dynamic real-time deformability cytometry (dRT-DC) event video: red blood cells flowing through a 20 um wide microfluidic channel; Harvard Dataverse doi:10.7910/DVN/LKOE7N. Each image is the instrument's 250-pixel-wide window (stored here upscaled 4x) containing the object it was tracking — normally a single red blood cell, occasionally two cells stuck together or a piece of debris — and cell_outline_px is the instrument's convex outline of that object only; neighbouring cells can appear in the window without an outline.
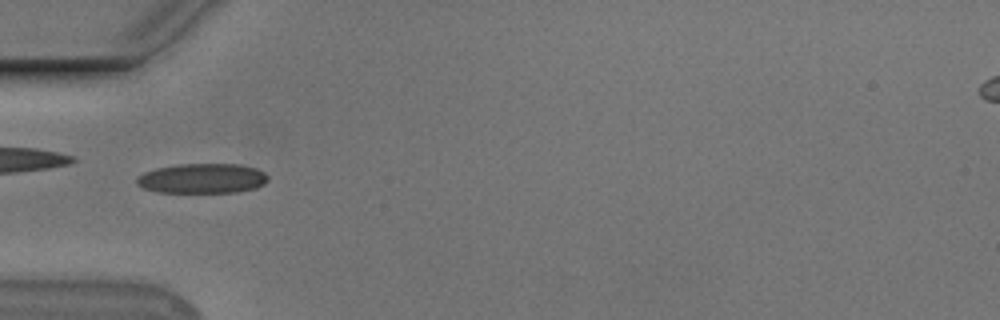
{"species": "Egyptian fruit bat (a non-hibernating species)", "species_latin": "Rousettus aegyptiacus", "temperature_condition": "cold", "stored_images_in_passage": 14, "camera_frame_rate_fps": 3000, "um_per_image_px": 0.085, "animal": {"sex": "male"}, "frame": {"image": 1, "passage_image": 6, "time_ms": 1.667, "image_size_px": [1000, 320], "cell_outline_px": [[268, 180], [264, 184], [256, 188], [236, 192], [160, 192], [144, 188], [136, 184], [136, 176], [144, 172], [156, 168], [180, 164], [240, 164], [256, 168], [264, 172], [268, 176]], "centroid_in_image_um": [17.2, 15.16], "position_along_channel_um": 67.8, "area_um2": 22.89}}